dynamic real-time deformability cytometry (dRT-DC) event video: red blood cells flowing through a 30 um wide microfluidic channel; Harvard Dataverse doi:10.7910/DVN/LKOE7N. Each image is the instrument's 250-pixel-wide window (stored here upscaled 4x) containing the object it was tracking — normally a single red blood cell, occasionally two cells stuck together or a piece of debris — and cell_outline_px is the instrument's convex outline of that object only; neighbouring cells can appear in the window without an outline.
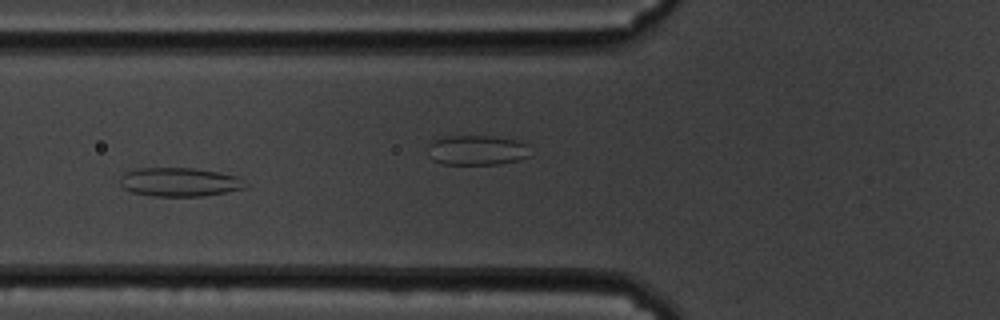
{"species": "common noctule bat (a hibernating species)", "species_latin": "Nyctalus noctula", "temperature_condition": "cold", "stored_images_in_passage": 53, "camera_frame_rate_fps": 3000, "um_per_image_px": 0.085, "animal": {"sex": "male", "body_mass_g": 19.5, "forearm_length_mm": 54.6}, "frame": {"image": 1, "passage_image": 16, "time_ms": 5.0, "image_size_px": [1000, 320], "cell_outline_px": [[248, 184], [244, 188], [204, 196], [152, 196], [132, 192], [124, 188], [120, 184], [120, 176], [124, 172], [136, 168], [192, 168], [220, 172], [236, 176]], "centroid_in_image_um": [15.22, 15.47], "position_along_channel_um": 110.6, "area_um2": 21.04}, "authors_computed_cell_mechanics": {"area_um2": 25.8944, "velocity_mm_per_s": 3.3543, "shape_relaxation_time_tau1_ms": null, "shape_relaxation_time_tau2_ms": 2.3292, "deformation_change_tau1": null, "deformation_change_tau2": 0.068}}